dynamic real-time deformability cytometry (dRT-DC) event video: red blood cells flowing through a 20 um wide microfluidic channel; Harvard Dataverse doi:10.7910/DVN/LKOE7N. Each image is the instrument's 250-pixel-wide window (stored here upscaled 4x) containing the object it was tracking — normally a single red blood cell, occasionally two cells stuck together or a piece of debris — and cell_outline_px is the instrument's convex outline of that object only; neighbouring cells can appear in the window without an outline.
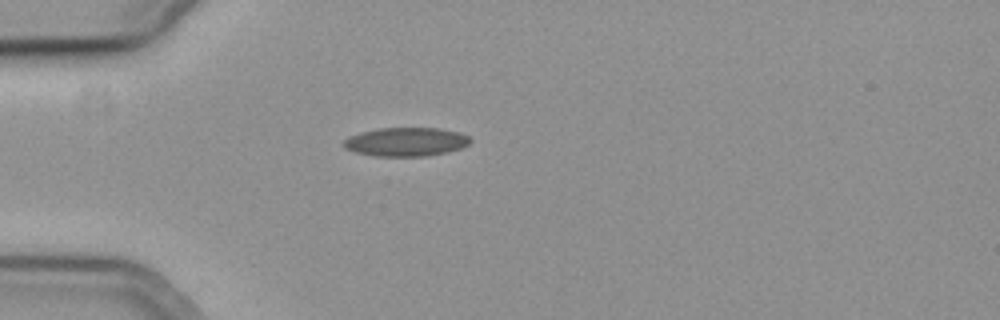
{"species": "common noctule bat (a hibernating species)", "species_latin": "Nyctalus noctula", "temperature_condition": "cold", "stored_images_in_passage": 41, "camera_frame_rate_fps": 3000, "um_per_image_px": 0.085, "animal": {"sex": "female", "body_mass_g": 19.3, "forearm_length_mm": 54.1}, "frame": {"image": 1, "passage_image": 1, "time_ms": 0.0, "image_size_px": [1000, 320], "cell_outline_px": [[472, 140], [468, 144], [460, 148], [448, 152], [428, 156], [372, 156], [356, 152], [344, 148], [344, 140], [348, 136], [360, 132], [380, 128], [440, 128], [460, 132], [468, 136]], "centroid_in_image_um": [34.51, 12.05], "position_along_channel_um": 50.5, "area_um2": 21.33}}
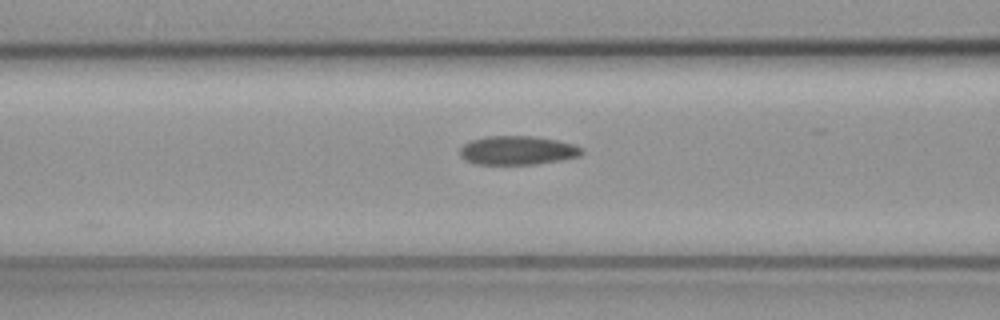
{"frame": {"image": 2, "passage_image": 8, "time_ms": 2.333, "image_size_px": [1000, 320], "cell_outline_px": [[584, 152], [580, 156], [560, 160], [536, 164], [472, 164], [464, 160], [460, 156], [460, 148], [464, 144], [472, 140], [488, 136], [532, 136], [556, 140], [572, 144], [584, 148]], "centroid_in_image_um": [43.98, 12.79], "position_along_channel_um": 122.6, "area_um2": 20.52}}
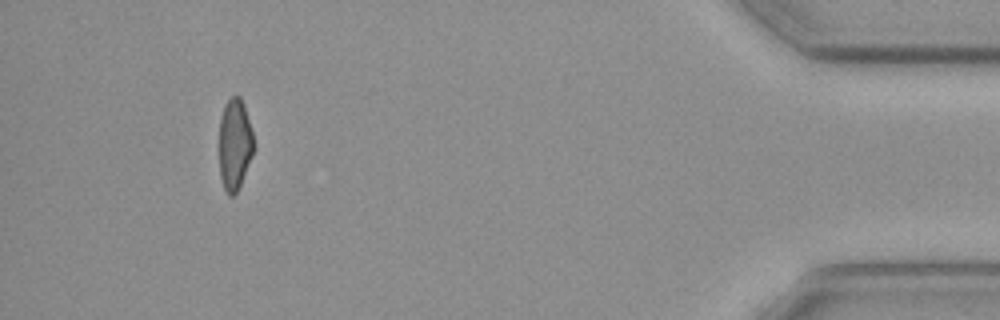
{"frame": {"image": 3, "passage_image": 37, "time_ms": 12.0, "image_size_px": [1000, 320], "cell_outline_px": [[252, 156], [240, 184], [236, 192], [232, 196], [228, 196], [224, 188], [220, 176], [220, 116], [224, 104], [232, 96], [240, 96], [244, 104], [252, 132]], "centroid_in_image_um": [19.93, 12.24], "position_along_channel_um": 415.3, "area_um2": 18.03}}